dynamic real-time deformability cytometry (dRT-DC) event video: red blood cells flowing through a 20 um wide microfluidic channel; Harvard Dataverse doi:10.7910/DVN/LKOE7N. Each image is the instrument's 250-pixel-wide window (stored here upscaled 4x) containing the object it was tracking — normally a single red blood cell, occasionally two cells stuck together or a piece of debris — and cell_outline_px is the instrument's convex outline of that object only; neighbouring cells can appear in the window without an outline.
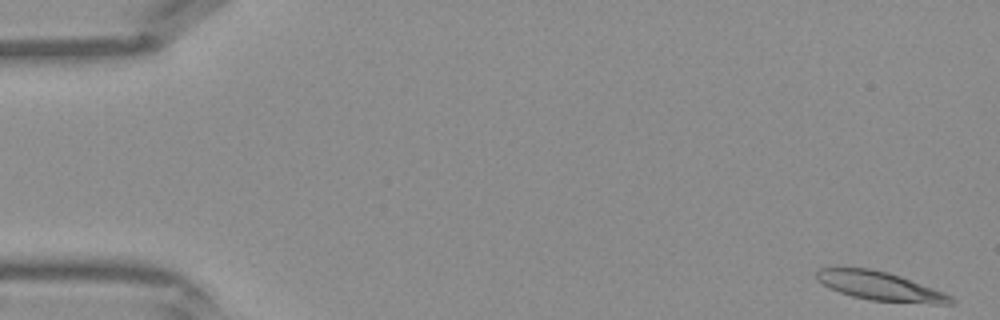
{"species": "Egyptian fruit bat (a non-hibernating species)", "species_latin": "Rousettus aegyptiacus", "temperature_condition": "warm", "stored_images_in_passage": 43, "camera_frame_rate_fps": 3000, "um_per_image_px": 0.085, "frame": {"image": 1, "passage_image": 1, "time_ms": 0.0, "image_size_px": [1000, 320], "cell_outline_px": [[956, 304], [932, 304], [868, 300], [852, 296], [840, 292], [816, 280], [816, 272], [820, 268], [868, 268], [888, 272], [900, 276], [944, 292], [952, 296], [956, 300]], "centroid_in_image_um": [74.87, 24.34], "position_along_channel_um": 10.1, "area_um2": 22.48}}
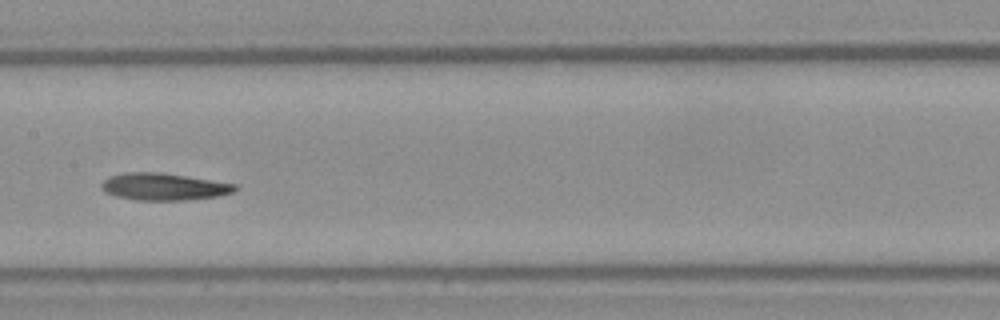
{"frame": {"image": 2, "passage_image": 21, "time_ms": 6.667, "image_size_px": [1000, 320], "cell_outline_px": [[236, 188], [232, 192], [220, 196], [184, 200], [136, 200], [116, 196], [104, 192], [100, 188], [100, 184], [108, 176], [124, 172], [160, 172], [188, 176], [236, 184]], "centroid_in_image_um": [13.87, 15.86], "position_along_channel_um": 193.5, "area_um2": 21.21}}
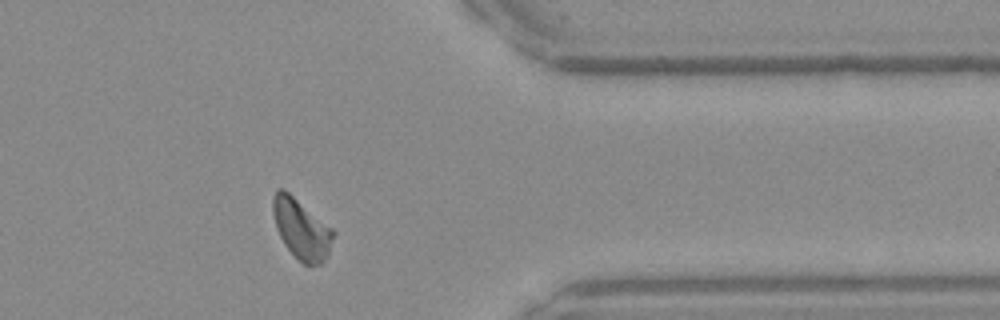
{"frame": {"image": 3, "passage_image": 34, "time_ms": 11.0, "image_size_px": [1000, 320], "cell_outline_px": [[336, 232], [328, 252], [324, 260], [320, 264], [304, 264], [284, 244], [276, 228], [272, 212], [272, 196], [276, 188], [284, 188], [332, 228]], "centroid_in_image_um": [25.59, 19.41], "position_along_channel_um": 385.8, "area_um2": 20.98}}